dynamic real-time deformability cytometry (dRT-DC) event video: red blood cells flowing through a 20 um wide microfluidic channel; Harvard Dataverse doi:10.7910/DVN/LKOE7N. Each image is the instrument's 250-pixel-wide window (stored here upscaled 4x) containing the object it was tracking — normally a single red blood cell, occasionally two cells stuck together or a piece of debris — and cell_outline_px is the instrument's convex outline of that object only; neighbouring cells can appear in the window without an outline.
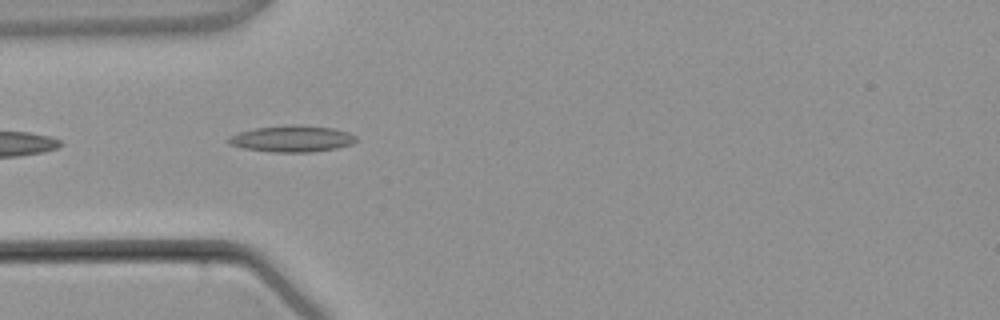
{"species": "common noctule bat (a hibernating species)", "species_latin": "Nyctalus noctula", "temperature_condition": "warm", "stored_images_in_passage": 4, "camera_frame_rate_fps": 3000, "um_per_image_px": 0.085, "animal": {"sex": "male", "body_mass_g": 21.5, "forearm_length_mm": 52.0}, "frame": {"image": 1, "passage_image": 3, "time_ms": 3.333, "image_size_px": [1000, 320], "cell_outline_px": [[356, 140], [352, 144], [336, 148], [308, 152], [272, 152], [244, 148], [228, 144], [228, 136], [236, 132], [256, 128], [292, 124], [332, 128], [348, 132], [356, 136]], "centroid_in_image_um": [24.78, 11.79], "position_along_channel_um": 60.2, "area_um2": 19.59}}
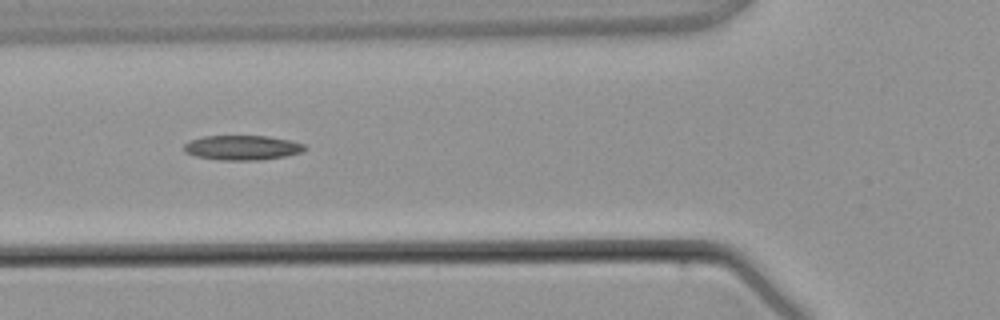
{"frame": {"image": 2, "passage_image": 4, "time_ms": 4.333, "image_size_px": [1000, 320], "cell_outline_px": [[308, 148], [300, 152], [284, 156], [260, 160], [220, 160], [196, 156], [184, 152], [184, 144], [188, 140], [204, 136], [268, 136], [288, 140], [304, 144]], "centroid_in_image_um": [20.55, 12.55], "position_along_channel_um": 105.2, "area_um2": 17.34}}